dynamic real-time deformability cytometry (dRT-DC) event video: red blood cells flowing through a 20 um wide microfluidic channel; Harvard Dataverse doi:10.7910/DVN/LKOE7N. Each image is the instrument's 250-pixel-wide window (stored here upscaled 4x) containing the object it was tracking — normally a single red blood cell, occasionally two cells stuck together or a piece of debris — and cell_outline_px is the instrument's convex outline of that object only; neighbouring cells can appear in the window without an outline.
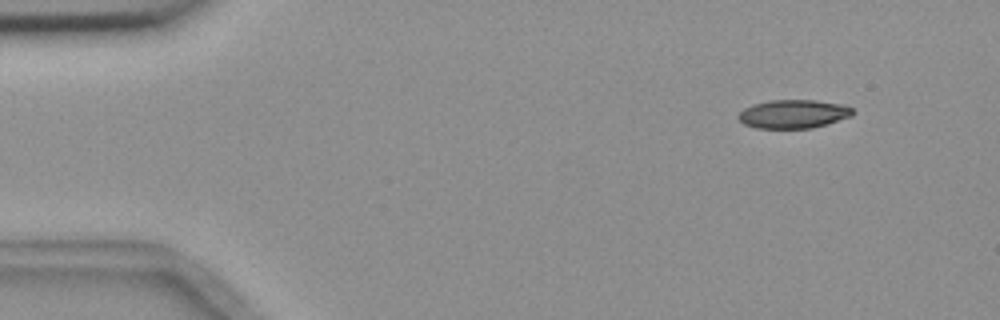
{"species": "common noctule bat (a hibernating species)", "species_latin": "Nyctalus noctula", "temperature_condition": "room temperature", "stored_images_in_passage": 5, "camera_frame_rate_fps": 3000, "um_per_image_px": 0.085, "animal": {"sex": "female", "body_mass_g": 18.4}, "frame": {"image": 1, "passage_image": 2, "time_ms": 1.0, "image_size_px": [1000, 320], "cell_outline_px": [[856, 112], [852, 116], [812, 128], [756, 128], [744, 124], [736, 116], [744, 108], [752, 104], [768, 100], [816, 100], [844, 104], [852, 108]], "centroid_in_image_um": [67.44, 9.68], "position_along_channel_um": 17.6, "area_um2": 19.19}}